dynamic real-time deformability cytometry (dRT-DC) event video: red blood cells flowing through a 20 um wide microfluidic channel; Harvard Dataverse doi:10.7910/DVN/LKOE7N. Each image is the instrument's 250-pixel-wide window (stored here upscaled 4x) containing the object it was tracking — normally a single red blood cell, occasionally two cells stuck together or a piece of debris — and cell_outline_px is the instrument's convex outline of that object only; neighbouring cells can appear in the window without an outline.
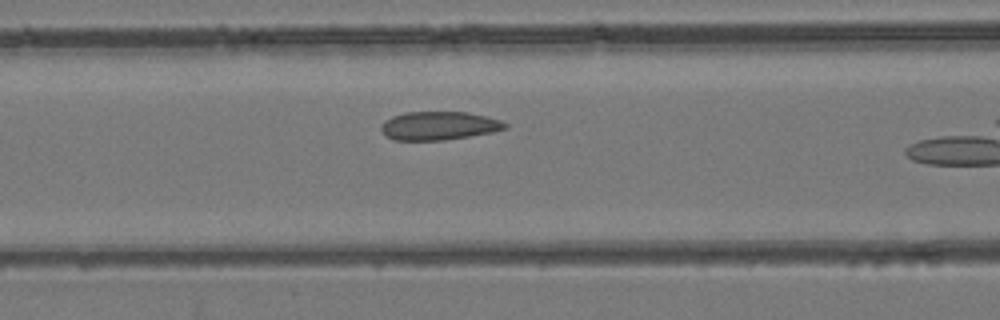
{"species": "common noctule bat (a hibernating species)", "species_latin": "Nyctalus noctula", "temperature_condition": "room temperature", "stored_images_in_passage": 25, "camera_frame_rate_fps": 3000, "um_per_image_px": 0.085, "animal": {"sex": "female", "body_mass_g": 24.6, "forearm_length_mm": 56.2}, "frame": {"image": 1, "passage_image": 18, "time_ms": 5.667, "image_size_px": [1000, 320], "cell_outline_px": [[508, 128], [492, 132], [444, 140], [396, 140], [388, 136], [380, 128], [384, 120], [392, 116], [404, 112], [464, 112], [484, 116], [500, 120], [508, 124]], "centroid_in_image_um": [37.3, 10.68], "position_along_channel_um": 129.3, "area_um2": 20.35}}